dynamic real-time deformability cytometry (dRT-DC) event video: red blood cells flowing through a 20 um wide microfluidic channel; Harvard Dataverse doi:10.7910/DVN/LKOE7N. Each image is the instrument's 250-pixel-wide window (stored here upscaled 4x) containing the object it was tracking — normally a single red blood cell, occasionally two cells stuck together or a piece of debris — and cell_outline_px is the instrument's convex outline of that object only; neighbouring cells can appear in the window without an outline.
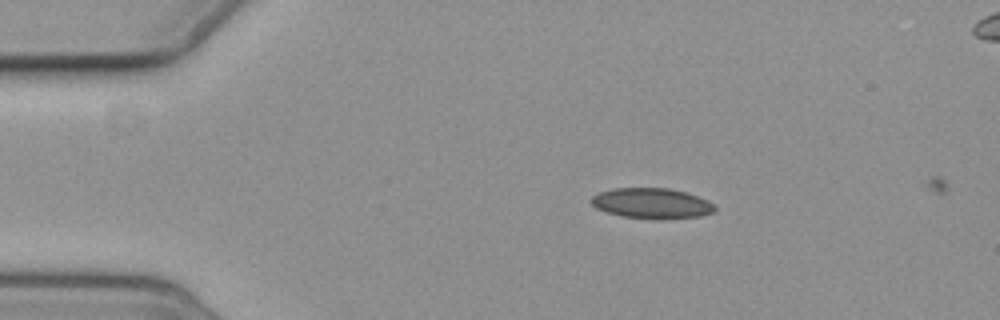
{"species": "common noctule bat (a hibernating species)", "species_latin": "Nyctalus noctula", "temperature_condition": "cold", "stored_images_in_passage": 3, "camera_frame_rate_fps": 3000, "um_per_image_px": 0.085, "animal": {"sex": "female", "body_mass_g": 19.3, "forearm_length_mm": 54.1}, "frame": {"image": 1, "passage_image": 1, "time_ms": 0.0, "image_size_px": [1000, 320], "cell_outline_px": [[716, 212], [700, 216], [664, 220], [656, 220], [620, 216], [596, 208], [588, 200], [596, 192], [612, 188], [668, 188], [688, 192], [708, 200], [716, 208]], "centroid_in_image_um": [55.39, 17.29], "position_along_channel_um": 29.6, "area_um2": 22.48}}